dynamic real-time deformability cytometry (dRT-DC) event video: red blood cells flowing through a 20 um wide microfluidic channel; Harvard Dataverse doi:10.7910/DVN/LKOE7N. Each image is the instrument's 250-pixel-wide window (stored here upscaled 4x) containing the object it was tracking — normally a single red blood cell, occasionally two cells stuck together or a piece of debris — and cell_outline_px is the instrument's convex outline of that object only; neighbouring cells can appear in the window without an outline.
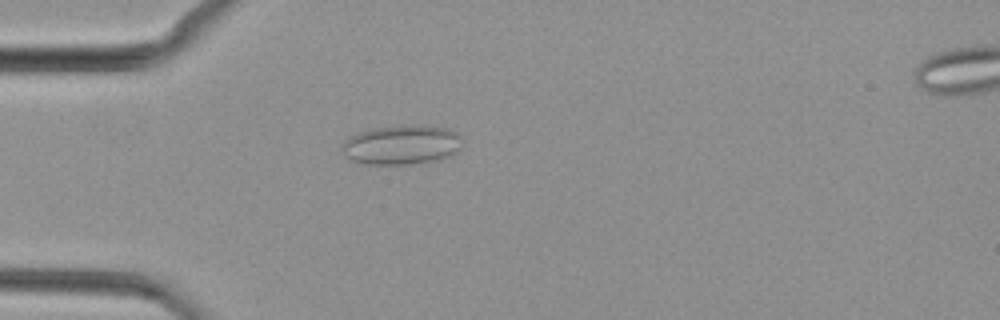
{"species": "common noctule bat (a hibernating species)", "species_latin": "Nyctalus noctula", "temperature_condition": "cold", "stored_images_in_passage": 42, "camera_frame_rate_fps": 3000, "um_per_image_px": 0.085, "animal": {"sex": "female", "body_mass_g": 29.2, "forearm_length_mm": 56.3}, "frame": {"image": 1, "passage_image": 7, "time_ms": 2.0, "image_size_px": [1000, 320], "cell_outline_px": [[460, 148], [452, 156], [436, 160], [412, 164], [364, 164], [352, 160], [344, 156], [344, 140], [348, 136], [372, 128], [404, 124], [424, 124], [448, 128], [456, 132], [460, 136]], "centroid_in_image_um": [34.16, 12.29], "position_along_channel_um": 50.8, "area_um2": 28.03}}
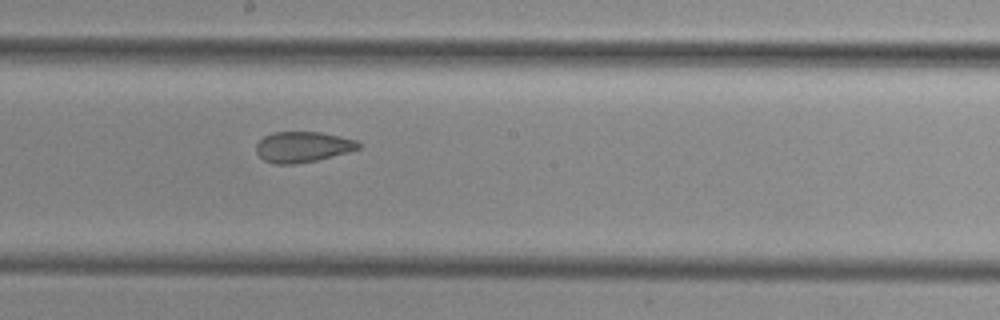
{"frame": {"image": 2, "passage_image": 20, "time_ms": 6.333, "image_size_px": [1000, 320], "cell_outline_px": [[360, 148], [348, 152], [316, 160], [296, 164], [276, 164], [264, 160], [256, 152], [256, 144], [264, 136], [272, 132], [320, 132], [340, 136], [356, 140], [360, 144]], "centroid_in_image_um": [25.72, 12.48], "position_along_channel_um": 222.5, "area_um2": 18.21}}
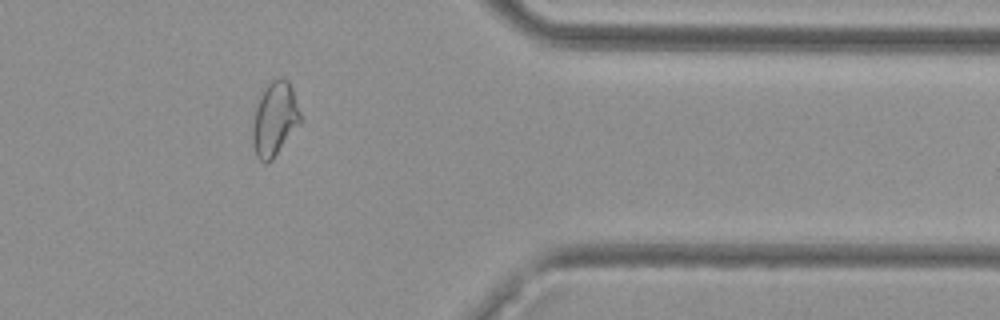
{"frame": {"image": 3, "passage_image": 33, "time_ms": 10.667, "image_size_px": [1000, 320], "cell_outline_px": [[300, 120], [272, 160], [264, 164], [256, 156], [252, 140], [252, 128], [256, 108], [260, 96], [264, 88], [272, 80], [288, 80], [292, 88], [300, 112]], "centroid_in_image_um": [23.31, 10.13], "position_along_channel_um": 388.1, "area_um2": 19.88}}